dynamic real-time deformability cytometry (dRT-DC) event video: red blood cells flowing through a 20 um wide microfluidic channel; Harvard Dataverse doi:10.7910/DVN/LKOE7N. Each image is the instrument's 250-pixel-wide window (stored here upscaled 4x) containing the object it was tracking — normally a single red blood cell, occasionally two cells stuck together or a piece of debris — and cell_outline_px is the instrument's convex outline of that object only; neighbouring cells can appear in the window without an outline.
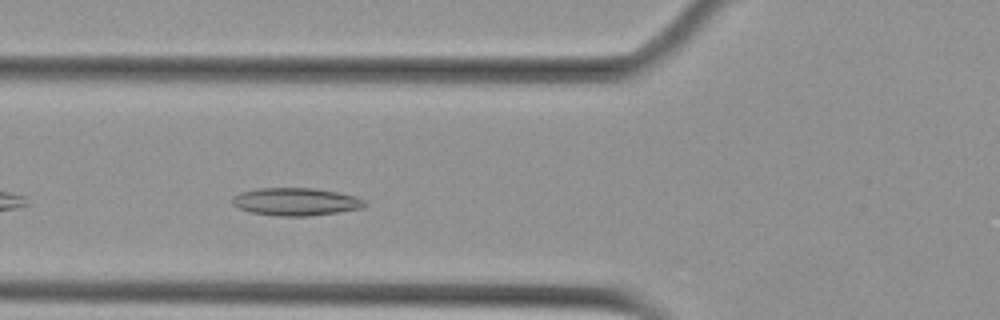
{"species": "Egyptian fruit bat (a non-hibernating species)", "species_latin": "Rousettus aegyptiacus", "temperature_condition": "cold", "stored_images_in_passage": 43, "camera_frame_rate_fps": 3000, "um_per_image_px": 0.085, "animal": {"sex": "female"}, "frame": {"image": 1, "passage_image": 6, "time_ms": 1.667, "image_size_px": [1000, 320], "cell_outline_px": [[368, 204], [360, 208], [336, 212], [308, 216], [276, 216], [252, 212], [240, 208], [232, 204], [232, 196], [244, 192], [260, 188], [312, 188], [336, 192], [356, 196], [364, 200]], "centroid_in_image_um": [25.15, 17.14], "position_along_channel_um": 100.7, "area_um2": 21.1}}
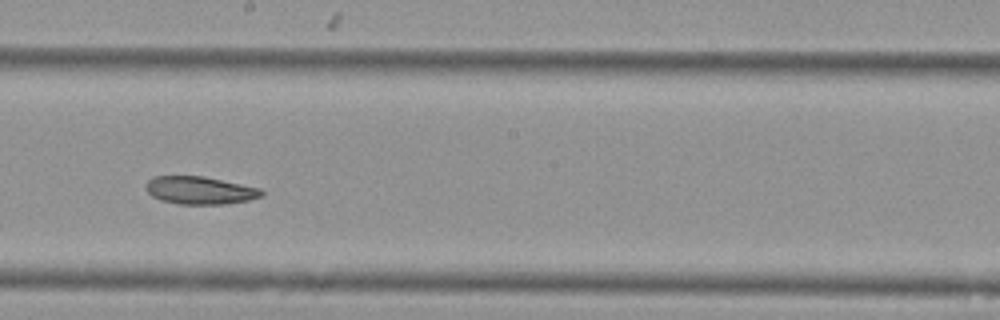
{"frame": {"image": 2, "passage_image": 17, "time_ms": 5.333, "image_size_px": [1000, 320], "cell_outline_px": [[264, 192], [260, 196], [248, 200], [224, 204], [180, 204], [160, 200], [152, 196], [148, 192], [148, 180], [152, 176], [204, 176], [260, 188]], "centroid_in_image_um": [16.99, 16.17], "position_along_channel_um": 231.2, "area_um2": 18.5}}
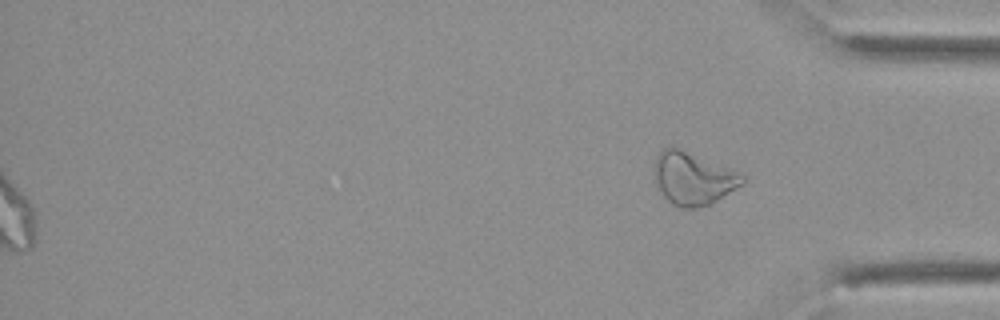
{"frame": {"image": 3, "passage_image": 43, "time_ms": 14.0, "image_size_px": [1000, 320], "cell_outline_px": [[744, 184], [708, 204], [696, 208], [680, 208], [672, 204], [664, 196], [652, 172], [656, 156], [664, 148], [680, 148], [740, 172], [744, 176]], "centroid_in_image_um": [58.9, 15.16], "position_along_channel_um": 376.3, "area_um2": 26.76}, "authors_computed_cell_mechanics": {"area_um2": 20.1722, "velocity_mm_per_s": 3.5692, "shape_relaxation_time_tau1_ms": null, "shape_relaxation_time_tau2_ms": 5.5845, "deformation_change_tau1": null, "deformation_change_tau2": 0.1141}}